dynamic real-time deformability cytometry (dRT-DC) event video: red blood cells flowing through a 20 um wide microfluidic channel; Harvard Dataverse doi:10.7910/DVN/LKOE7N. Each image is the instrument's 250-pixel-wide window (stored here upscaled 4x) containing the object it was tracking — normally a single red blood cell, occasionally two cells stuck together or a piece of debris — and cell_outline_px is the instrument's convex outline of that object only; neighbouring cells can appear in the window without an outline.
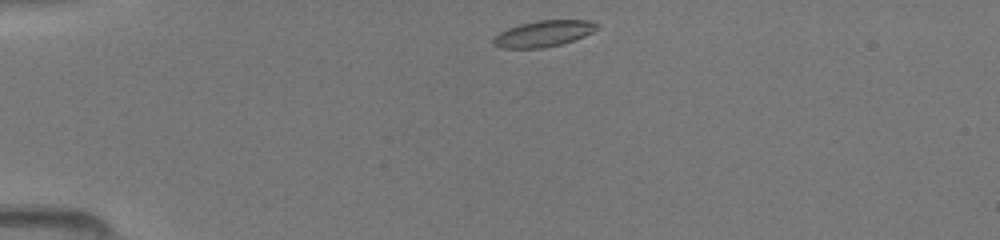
{"species": "common noctule bat (a hibernating species)", "species_latin": "Nyctalus noctula", "temperature_condition": "room temperature", "stored_images_in_passage": 38, "camera_frame_rate_fps": 3000, "um_per_image_px": 0.085, "animal": {"sex": "female", "body_mass_g": 19.5, "forearm_length_mm": 54.1}, "frame": {"image": 1, "passage_image": 1, "time_ms": 0.0, "image_size_px": [1000, 240], "cell_outline_px": [[600, 28], [584, 36], [560, 44], [544, 48], [500, 48], [492, 44], [492, 36], [508, 28], [520, 24], [536, 20], [592, 20], [600, 24]], "centroid_in_image_um": [46.2, 2.85], "position_along_channel_um": 38.8, "area_um2": 16.01}}
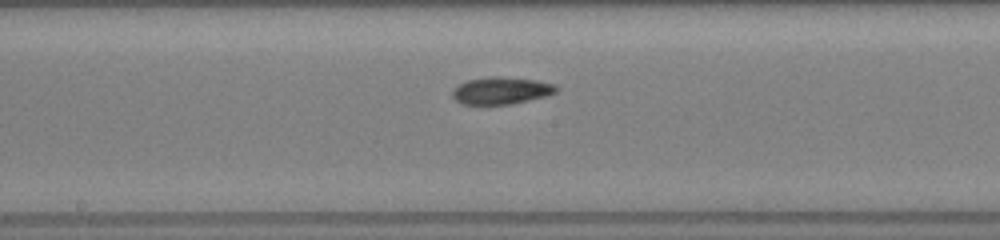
{"frame": {"image": 2, "passage_image": 16, "time_ms": 5.0, "image_size_px": [1000, 240], "cell_outline_px": [[556, 92], [544, 96], [512, 104], [460, 104], [452, 96], [452, 88], [468, 80], [492, 76], [496, 76], [536, 80], [556, 84]], "centroid_in_image_um": [42.57, 7.7], "position_along_channel_um": 205.6, "area_um2": 16.3}}
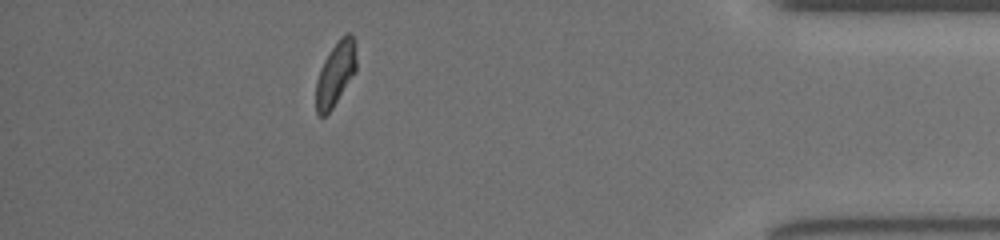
{"frame": {"image": 3, "passage_image": 33, "time_ms": 10.667, "image_size_px": [1000, 240], "cell_outline_px": [[356, 72], [332, 108], [324, 116], [320, 116], [316, 112], [316, 80], [320, 68], [324, 60], [340, 36], [344, 32], [352, 32], [356, 40]], "centroid_in_image_um": [28.55, 6.2], "position_along_channel_um": 406.7, "area_um2": 15.32}}